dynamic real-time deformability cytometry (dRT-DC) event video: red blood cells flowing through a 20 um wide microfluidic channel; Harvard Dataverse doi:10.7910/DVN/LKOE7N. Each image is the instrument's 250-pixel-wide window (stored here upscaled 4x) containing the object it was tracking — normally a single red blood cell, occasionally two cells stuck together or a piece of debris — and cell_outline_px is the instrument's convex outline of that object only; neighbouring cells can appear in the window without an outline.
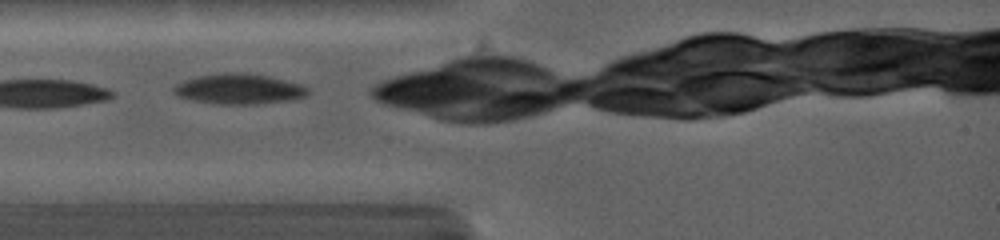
{"species": "common noctule bat (a hibernating species)", "species_latin": "Nyctalus noctula", "temperature_condition": "warm", "stored_images_in_passage": 26, "camera_frame_rate_fps": 5000, "um_per_image_px": 0.085, "animal": {"sex": "female", "body_mass_g": 19.0, "forearm_length_mm": 53.3}, "frame": {"image": 1, "passage_image": 1, "time_ms": 0.0, "image_size_px": [1000, 240], "cell_outline_px": [[312, 92], [304, 96], [292, 100], [256, 104], [220, 104], [192, 100], [176, 96], [172, 92], [172, 88], [176, 84], [184, 80], [196, 76], [224, 72], [244, 72], [268, 76], [300, 84], [308, 88]], "centroid_in_image_um": [20.29, 7.56], "position_along_channel_um": 64.7, "area_um2": 23.93}}